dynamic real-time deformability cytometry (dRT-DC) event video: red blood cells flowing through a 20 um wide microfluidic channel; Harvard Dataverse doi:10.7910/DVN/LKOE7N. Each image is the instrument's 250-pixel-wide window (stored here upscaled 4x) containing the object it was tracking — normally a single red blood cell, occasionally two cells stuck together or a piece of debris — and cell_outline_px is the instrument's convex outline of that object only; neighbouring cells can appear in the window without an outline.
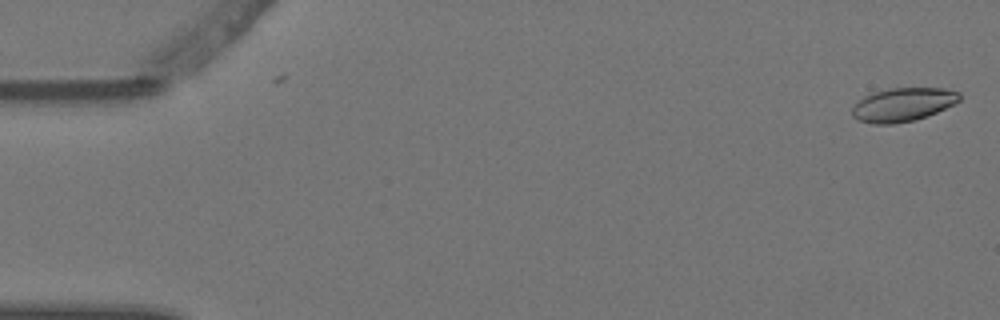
{"species": "Egyptian fruit bat (a non-hibernating species)", "species_latin": "Rousettus aegyptiacus", "temperature_condition": "warm", "stored_images_in_passage": 5, "camera_frame_rate_fps": 3000, "um_per_image_px": 0.085, "animal": {"sex": "female"}, "frame": {"image": 1, "passage_image": 1, "time_ms": 0.0, "image_size_px": [1000, 320], "cell_outline_px": [[960, 100], [956, 104], [928, 116], [916, 120], [892, 124], [872, 124], [856, 120], [852, 116], [852, 108], [864, 96], [872, 92], [892, 88], [944, 88], [960, 92]], "centroid_in_image_um": [76.76, 8.9], "position_along_channel_um": 8.2, "area_um2": 21.27}}
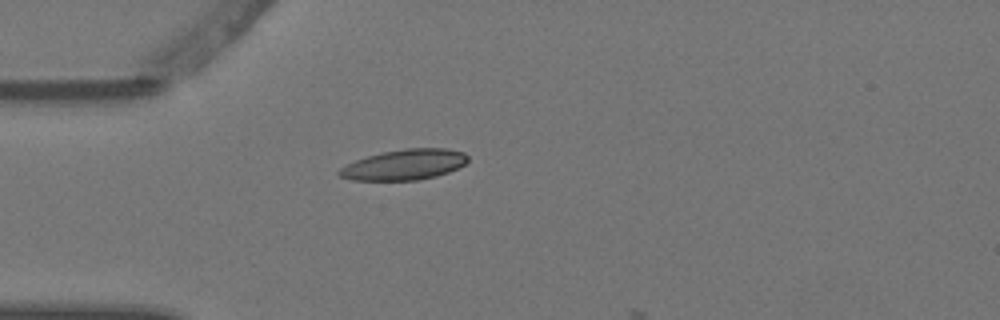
{"frame": {"image": 2, "passage_image": 5, "time_ms": 1.333, "image_size_px": [1000, 320], "cell_outline_px": [[468, 160], [464, 164], [448, 172], [436, 176], [416, 180], [352, 180], [340, 176], [336, 172], [340, 168], [356, 160], [368, 156], [384, 152], [404, 148], [448, 148], [464, 152], [468, 156]], "centroid_in_image_um": [34.38, 13.99], "position_along_channel_um": 50.6, "area_um2": 22.72}}